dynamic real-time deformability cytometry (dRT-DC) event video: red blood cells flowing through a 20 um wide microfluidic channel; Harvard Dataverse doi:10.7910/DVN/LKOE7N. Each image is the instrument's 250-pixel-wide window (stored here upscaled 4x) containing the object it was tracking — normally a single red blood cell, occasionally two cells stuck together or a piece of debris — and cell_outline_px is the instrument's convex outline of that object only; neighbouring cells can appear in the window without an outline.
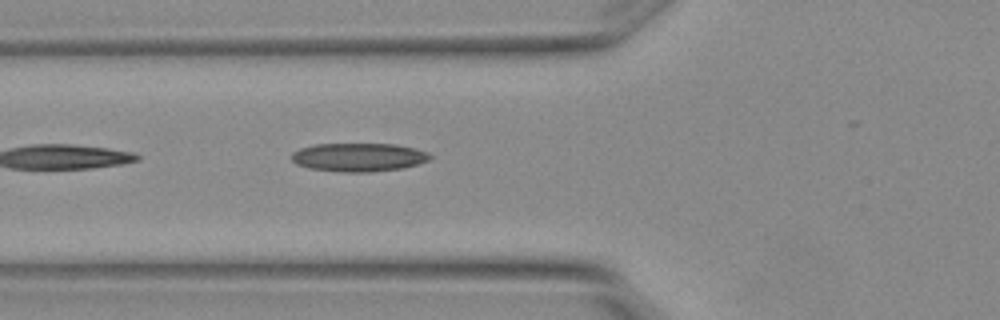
{"species": "Egyptian fruit bat (a non-hibernating species)", "species_latin": "Rousettus aegyptiacus", "temperature_condition": "warm", "stored_images_in_passage": 2, "camera_frame_rate_fps": 3000, "um_per_image_px": 0.085, "animal": {"sex": "female"}, "frame": {"image": 1, "passage_image": 2, "time_ms": 0.333, "image_size_px": [1000, 320], "cell_outline_px": [[432, 156], [428, 160], [404, 168], [368, 172], [340, 172], [308, 168], [296, 164], [292, 160], [292, 152], [300, 148], [316, 144], [396, 144], [416, 148], [428, 152]], "centroid_in_image_um": [30.48, 13.36], "position_along_channel_um": 95.3, "area_um2": 23.06}}